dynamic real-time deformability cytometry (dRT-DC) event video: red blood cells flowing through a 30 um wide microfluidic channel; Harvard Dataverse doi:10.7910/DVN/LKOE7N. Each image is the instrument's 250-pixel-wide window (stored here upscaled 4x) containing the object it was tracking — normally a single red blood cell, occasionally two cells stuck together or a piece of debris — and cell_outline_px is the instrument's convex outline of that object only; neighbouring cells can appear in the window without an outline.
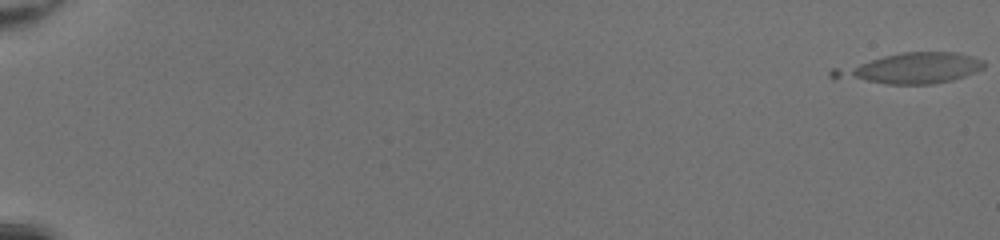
{"species": "common noctule bat (a hibernating species)", "species_latin": "Nyctalus noctula", "temperature_condition": "room temperature", "stored_images_in_passage": 22, "camera_frame_rate_fps": 3000, "um_per_image_px": 0.085, "animal": {"sex": "female", "body_mass_g": 20.0, "forearm_length_mm": 54.0}, "frame": {"image": 1, "passage_image": 1, "time_ms": 0.0, "image_size_px": [1000, 240], "cell_outline_px": [[984, 68], [964, 76], [952, 80], [932, 84], [888, 84], [832, 80], [828, 76], [828, 72], [832, 68], [884, 56], [904, 52], [956, 52], [984, 60]], "centroid_in_image_um": [77.28, 5.83], "position_along_channel_um": 7.7, "area_um2": 27.17}}